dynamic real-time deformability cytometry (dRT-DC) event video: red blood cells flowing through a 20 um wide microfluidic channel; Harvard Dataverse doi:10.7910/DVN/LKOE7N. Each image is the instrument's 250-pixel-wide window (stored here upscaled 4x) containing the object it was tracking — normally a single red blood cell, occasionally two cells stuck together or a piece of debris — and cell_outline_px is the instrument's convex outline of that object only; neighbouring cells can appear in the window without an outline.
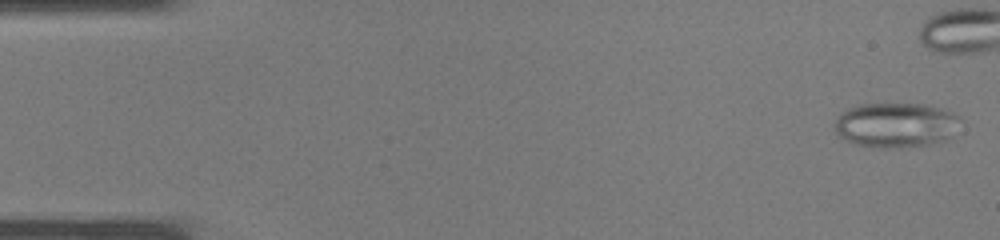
{"species": "common noctule bat (a hibernating species)", "species_latin": "Nyctalus noctula", "temperature_condition": "warm", "stored_images_in_passage": 29, "camera_frame_rate_fps": 3000, "um_per_image_px": 0.085, "animal": {"sex": "male", "body_mass_g": 19.0, "forearm_length_mm": 50.8}, "frame": {"image": 1, "passage_image": 1, "time_ms": 0.0, "image_size_px": [1000, 240], "cell_outline_px": [[964, 120], [952, 136], [944, 140], [924, 144], [896, 148], [880, 148], [856, 144], [836, 136], [832, 124], [848, 108], [860, 104], [924, 104], [940, 108], [952, 112], [960, 116]], "centroid_in_image_um": [76.15, 10.62], "position_along_channel_um": 8.8, "area_um2": 33.06}}
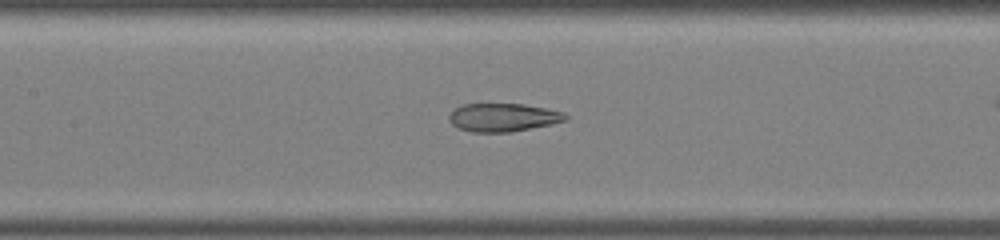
{"frame": {"image": 2, "passage_image": 17, "time_ms": 5.333, "image_size_px": [1000, 240], "cell_outline_px": [[568, 120], [512, 132], [472, 132], [460, 128], [452, 124], [448, 120], [448, 116], [456, 108], [464, 104], [524, 104], [564, 112], [568, 116]], "centroid_in_image_um": [42.77, 9.98], "position_along_channel_um": 164.6, "area_um2": 19.02}}